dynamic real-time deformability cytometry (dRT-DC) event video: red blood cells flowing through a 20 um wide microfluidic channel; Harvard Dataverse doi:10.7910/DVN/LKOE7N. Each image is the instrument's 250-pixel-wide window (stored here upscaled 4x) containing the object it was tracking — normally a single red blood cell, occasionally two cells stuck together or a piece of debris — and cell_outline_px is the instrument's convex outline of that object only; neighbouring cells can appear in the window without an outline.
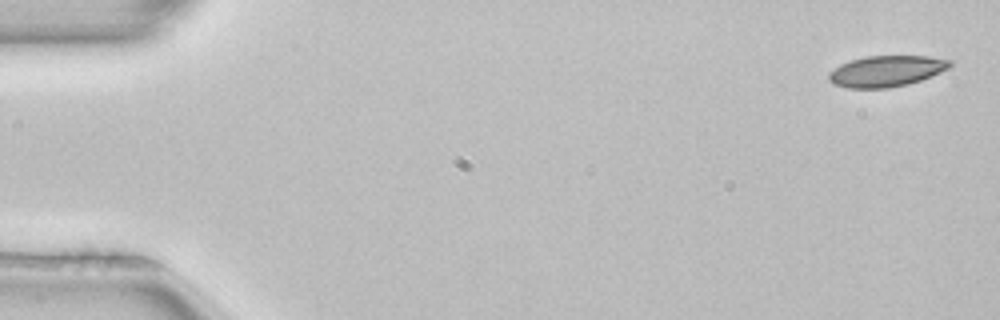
{"species": "common noctule bat (a hibernating species)", "species_latin": "Nyctalus noctula", "temperature_condition": "room temperature", "stored_images_in_passage": 4, "camera_frame_rate_fps": 3000, "um_per_image_px": 0.085, "animal": {"sex": "female", "body_mass_g": 22.7, "forearm_length_mm": 54.2}, "frame": {"image": 1, "passage_image": 1, "time_ms": 0.0, "image_size_px": [1000, 320], "cell_outline_px": [[952, 64], [948, 68], [932, 76], [908, 84], [888, 88], [848, 88], [832, 84], [828, 80], [828, 72], [840, 64], [852, 60], [868, 56], [928, 56], [952, 60]], "centroid_in_image_um": [75.32, 6.05], "position_along_channel_um": 9.7, "area_um2": 21.96}}
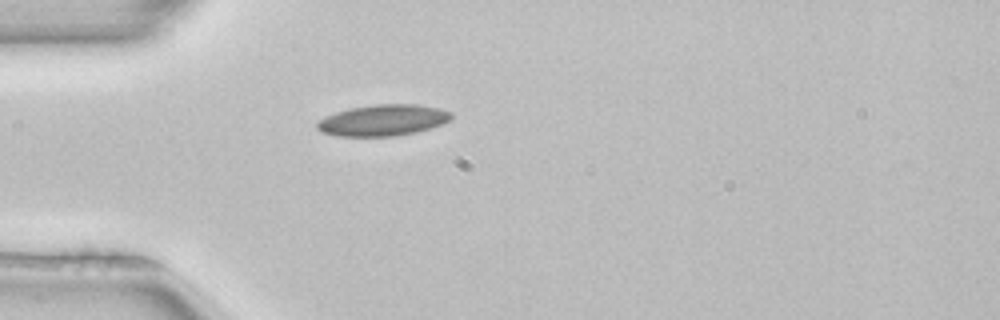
{"frame": {"image": 2, "passage_image": 4, "time_ms": 1.0, "image_size_px": [1000, 320], "cell_outline_px": [[452, 116], [448, 120], [440, 124], [416, 132], [396, 136], [336, 136], [320, 132], [316, 128], [316, 124], [320, 120], [336, 112], [348, 108], [372, 104], [416, 104], [440, 108], [452, 112]], "centroid_in_image_um": [32.52, 10.21], "position_along_channel_um": 52.5, "area_um2": 24.39}}